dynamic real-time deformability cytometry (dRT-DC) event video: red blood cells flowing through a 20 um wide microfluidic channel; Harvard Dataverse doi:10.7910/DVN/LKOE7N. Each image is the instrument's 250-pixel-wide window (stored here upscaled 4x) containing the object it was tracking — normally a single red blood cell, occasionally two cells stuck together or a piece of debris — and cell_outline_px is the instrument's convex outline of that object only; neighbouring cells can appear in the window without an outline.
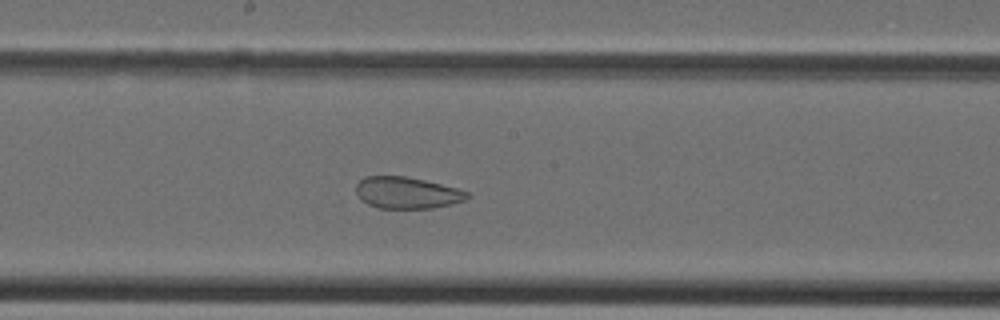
{"species": "Egyptian fruit bat (a non-hibernating species)", "species_latin": "Rousettus aegyptiacus", "temperature_condition": "cold", "stored_images_in_passage": 40, "camera_frame_rate_fps": 3000, "um_per_image_px": 0.085, "animal": {"sex": "female"}, "frame": {"image": 1, "passage_image": 21, "time_ms": 6.667, "image_size_px": [1000, 320], "cell_outline_px": [[468, 196], [464, 200], [432, 208], [380, 208], [368, 204], [360, 200], [356, 192], [356, 184], [364, 176], [404, 176], [424, 180], [456, 188], [468, 192]], "centroid_in_image_um": [34.52, 16.38], "position_along_channel_um": 213.7, "area_um2": 20.23}}
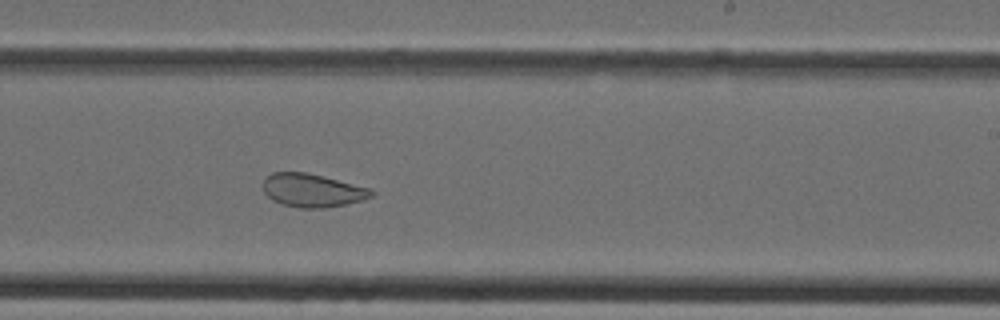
{"frame": {"image": 2, "passage_image": 24, "time_ms": 7.667, "image_size_px": [1000, 320], "cell_outline_px": [[376, 192], [372, 196], [348, 204], [324, 208], [296, 208], [272, 200], [264, 192], [264, 180], [272, 172], [304, 172], [324, 176], [372, 188]], "centroid_in_image_um": [26.59, 16.18], "position_along_channel_um": 262.4, "area_um2": 21.1}}
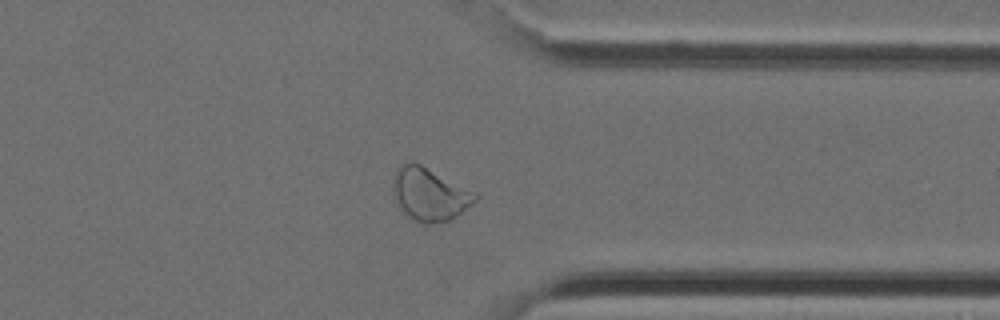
{"frame": {"image": 3, "passage_image": 31, "time_ms": 10.0, "image_size_px": [1000, 320], "cell_outline_px": [[480, 196], [476, 200], [456, 216], [448, 220], [432, 224], [424, 224], [408, 216], [400, 204], [396, 196], [392, 184], [396, 168], [404, 164], [420, 164], [476, 192]], "centroid_in_image_um": [36.56, 16.52], "position_along_channel_um": 374.8, "area_um2": 24.57}}